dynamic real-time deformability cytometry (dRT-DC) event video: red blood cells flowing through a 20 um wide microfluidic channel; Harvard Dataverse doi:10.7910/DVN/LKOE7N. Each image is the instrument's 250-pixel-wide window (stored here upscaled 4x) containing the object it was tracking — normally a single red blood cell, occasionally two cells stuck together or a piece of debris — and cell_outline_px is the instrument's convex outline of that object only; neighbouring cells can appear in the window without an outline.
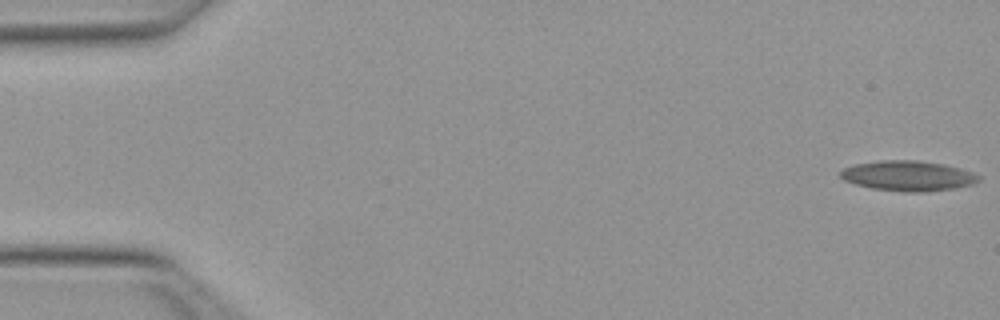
{"species": "Egyptian fruit bat (a non-hibernating species)", "species_latin": "Rousettus aegyptiacus", "temperature_condition": "warm", "stored_images_in_passage": 53, "segment_of_instrument_passage": [1, 2], "camera_frame_rate_fps": 3000, "um_per_image_px": 0.085, "animal": {"sex": "female"}, "frame": {"image": 1, "passage_image": 1, "time_ms": 0.0, "image_size_px": [1000, 320], "cell_outline_px": [[980, 180], [972, 184], [952, 188], [920, 192], [908, 192], [872, 188], [856, 184], [844, 180], [840, 176], [840, 172], [844, 168], [856, 164], [880, 160], [916, 160], [944, 164], [960, 168], [972, 172], [980, 176]], "centroid_in_image_um": [77.18, 14.93], "position_along_channel_um": 7.8, "area_um2": 24.04}}
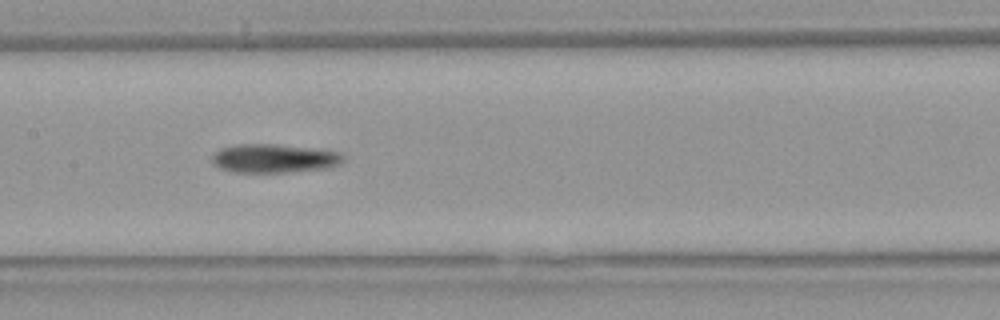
{"frame": {"image": 2, "passage_image": 26, "time_ms": 8.333, "image_size_px": [1000, 320], "cell_outline_px": [[344, 160], [340, 164], [328, 168], [292, 172], [236, 172], [220, 168], [212, 164], [212, 156], [220, 148], [236, 144], [276, 144], [336, 152], [344, 156]], "centroid_in_image_um": [23.26, 13.47], "position_along_channel_um": 184.1, "area_um2": 21.79}}
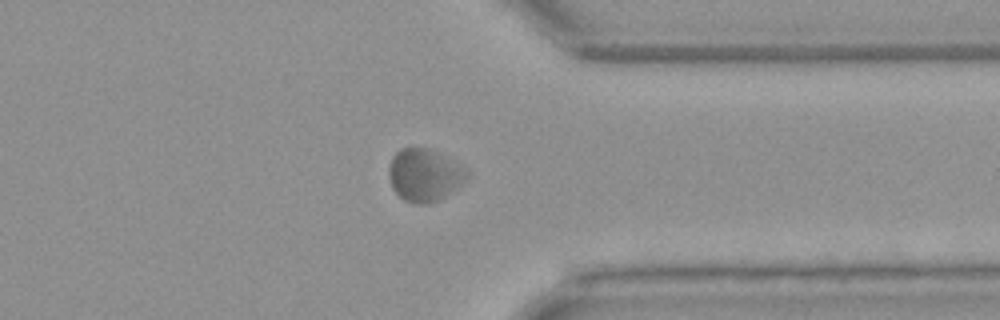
{"frame": {"image": 3, "passage_image": 41, "time_ms": 13.333, "image_size_px": [1000, 320], "cell_outline_px": [[468, 172], [464, 180], [456, 188], [444, 196], [436, 200], [424, 204], [416, 204], [404, 200], [392, 188], [388, 176], [388, 168], [392, 156], [400, 148], [428, 148], [452, 160], [464, 168]], "centroid_in_image_um": [36.01, 14.87], "position_along_channel_um": 375.4, "area_um2": 23.47}}